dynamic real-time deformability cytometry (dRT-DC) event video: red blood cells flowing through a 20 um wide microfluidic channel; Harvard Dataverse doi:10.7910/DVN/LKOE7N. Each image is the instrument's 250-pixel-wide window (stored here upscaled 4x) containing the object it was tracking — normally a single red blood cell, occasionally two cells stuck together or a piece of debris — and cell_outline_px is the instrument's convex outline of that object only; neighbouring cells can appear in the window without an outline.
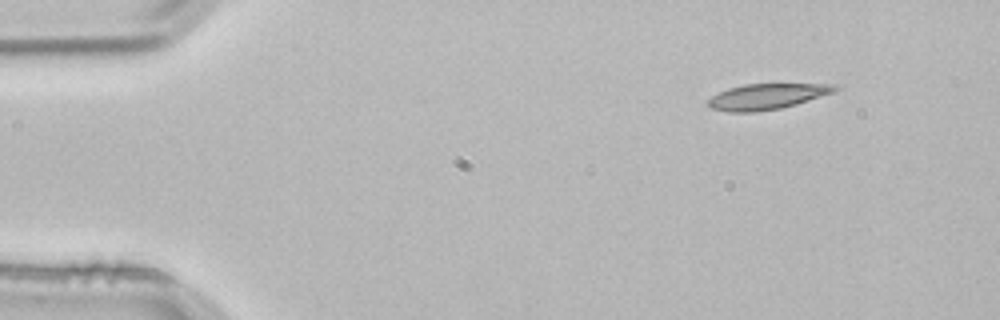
{"species": "common noctule bat (a hibernating species)", "species_latin": "Nyctalus noctula", "temperature_condition": "room temperature", "stored_images_in_passage": 3, "camera_frame_rate_fps": 3000, "um_per_image_px": 0.085, "animal": {"sex": "male", "body_mass_g": 21.5, "forearm_length_mm": 52.0}, "frame": {"image": 1, "passage_image": 1, "time_ms": 0.0, "image_size_px": [1000, 320], "cell_outline_px": [[840, 88], [832, 92], [796, 104], [780, 108], [752, 112], [728, 112], [708, 108], [704, 104], [712, 96], [728, 88], [744, 84], [836, 84]], "centroid_in_image_um": [65.11, 8.2], "position_along_channel_um": 19.9, "area_um2": 18.9}}